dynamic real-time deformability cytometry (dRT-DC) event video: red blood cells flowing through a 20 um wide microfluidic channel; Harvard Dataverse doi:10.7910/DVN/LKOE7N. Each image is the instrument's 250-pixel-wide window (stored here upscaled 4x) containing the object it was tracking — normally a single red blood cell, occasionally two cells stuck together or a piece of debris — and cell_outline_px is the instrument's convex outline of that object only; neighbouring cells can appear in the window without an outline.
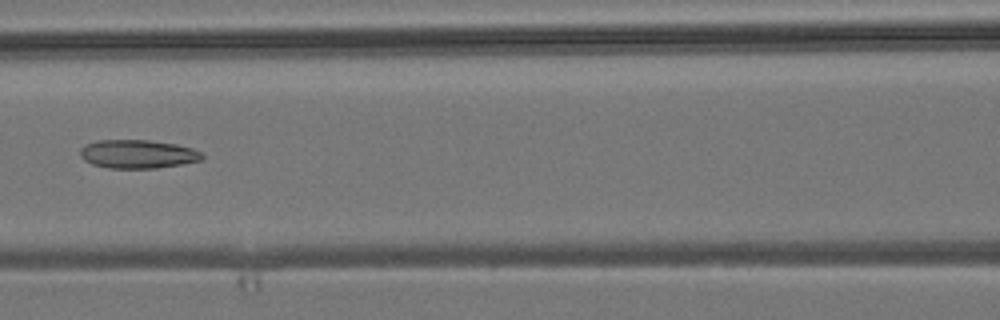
{"species": "common noctule bat (a hibernating species)", "species_latin": "Nyctalus noctula", "temperature_condition": "room temperature", "stored_images_in_passage": 7, "camera_frame_rate_fps": 3000, "um_per_image_px": 0.085, "animal": {"sex": "male", "body_mass_g": 19.2, "forearm_length_mm": 51.8}, "frame": {"image": 1, "passage_image": 7, "time_ms": 7.0, "image_size_px": [1000, 320], "cell_outline_px": [[204, 160], [156, 168], [108, 168], [92, 164], [84, 160], [80, 156], [80, 148], [84, 144], [96, 140], [148, 140], [176, 144], [192, 148], [200, 152], [204, 156]], "centroid_in_image_um": [11.68, 13.09], "position_along_channel_um": 154.9, "area_um2": 20.4}}